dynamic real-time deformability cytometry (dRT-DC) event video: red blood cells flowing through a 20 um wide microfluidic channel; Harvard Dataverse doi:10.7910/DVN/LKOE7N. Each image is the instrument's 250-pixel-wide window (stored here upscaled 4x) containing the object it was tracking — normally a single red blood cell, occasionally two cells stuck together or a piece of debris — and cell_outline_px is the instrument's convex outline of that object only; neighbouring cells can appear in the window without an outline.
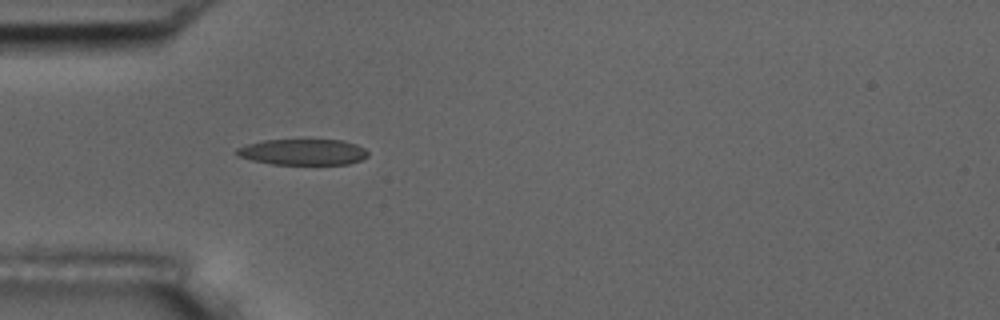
{"species": "common noctule bat (a hibernating species)", "species_latin": "Nyctalus noctula", "temperature_condition": "room temperature", "stored_images_in_passage": 3, "camera_frame_rate_fps": 3000, "um_per_image_px": 0.085, "animal": {"sex": "male", "body_mass_g": 17.5, "forearm_length_mm": 52.3}, "frame": {"image": 1, "passage_image": 3, "time_ms": 2.0, "image_size_px": [1000, 320], "cell_outline_px": [[368, 156], [360, 160], [348, 164], [272, 164], [252, 160], [236, 156], [236, 148], [248, 144], [264, 140], [344, 140], [356, 144], [364, 148], [368, 152]], "centroid_in_image_um": [25.75, 12.92], "position_along_channel_um": 59.3, "area_um2": 19.83}}